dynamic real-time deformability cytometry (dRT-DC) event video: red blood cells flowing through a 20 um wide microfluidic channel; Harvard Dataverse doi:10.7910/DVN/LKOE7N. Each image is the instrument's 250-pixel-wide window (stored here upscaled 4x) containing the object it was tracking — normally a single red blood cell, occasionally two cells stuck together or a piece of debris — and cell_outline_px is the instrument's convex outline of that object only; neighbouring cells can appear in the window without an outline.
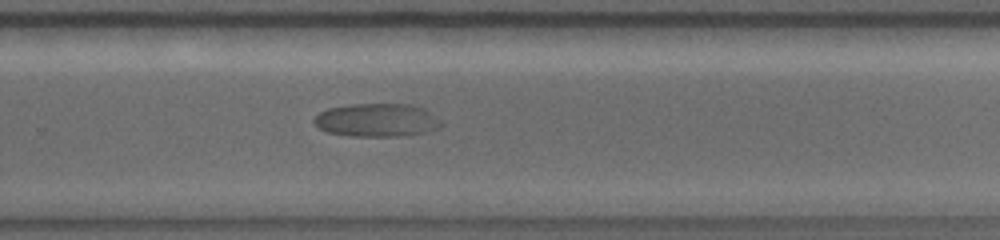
{"species": "common noctule bat (a hibernating species)", "species_latin": "Nyctalus noctula", "temperature_condition": "warm", "stored_images_in_passage": 33, "camera_frame_rate_fps": 5000, "um_per_image_px": 0.085, "animal": {"sex": "female", "body_mass_g": 19.0, "forearm_length_mm": 56.7}, "frame": {"image": 1, "passage_image": 19, "time_ms": 7.4, "image_size_px": [1000, 240], "cell_outline_px": [[444, 124], [440, 128], [428, 132], [404, 136], [352, 136], [328, 132], [320, 128], [312, 120], [320, 112], [328, 108], [348, 104], [412, 104], [424, 108], [440, 120]], "centroid_in_image_um": [32.08, 10.21], "position_along_channel_um": 297.7, "area_um2": 24.8}}
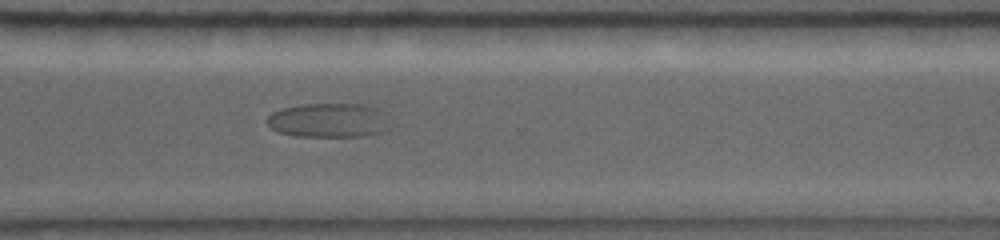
{"frame": {"image": 2, "passage_image": 22, "time_ms": 8.4, "image_size_px": [1000, 240], "cell_outline_px": [[396, 124], [392, 128], [380, 132], [364, 136], [296, 136], [280, 132], [272, 128], [268, 124], [268, 116], [272, 112], [280, 108], [300, 104], [364, 104], [376, 108]], "centroid_in_image_um": [28.01, 10.22], "position_along_channel_um": 342.6, "area_um2": 24.85}}
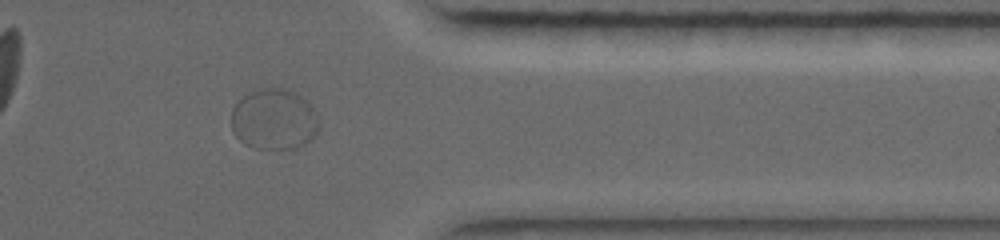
{"frame": {"image": 3, "passage_image": 25, "time_ms": 9.6, "image_size_px": [1000, 240], "cell_outline_px": [[320, 124], [312, 140], [296, 148], [256, 148], [244, 144], [232, 132], [232, 108], [244, 96], [260, 88], [292, 88], [308, 100], [316, 112]], "centroid_in_image_um": [23.33, 10.12], "position_along_channel_um": 388.1, "area_um2": 31.44}}